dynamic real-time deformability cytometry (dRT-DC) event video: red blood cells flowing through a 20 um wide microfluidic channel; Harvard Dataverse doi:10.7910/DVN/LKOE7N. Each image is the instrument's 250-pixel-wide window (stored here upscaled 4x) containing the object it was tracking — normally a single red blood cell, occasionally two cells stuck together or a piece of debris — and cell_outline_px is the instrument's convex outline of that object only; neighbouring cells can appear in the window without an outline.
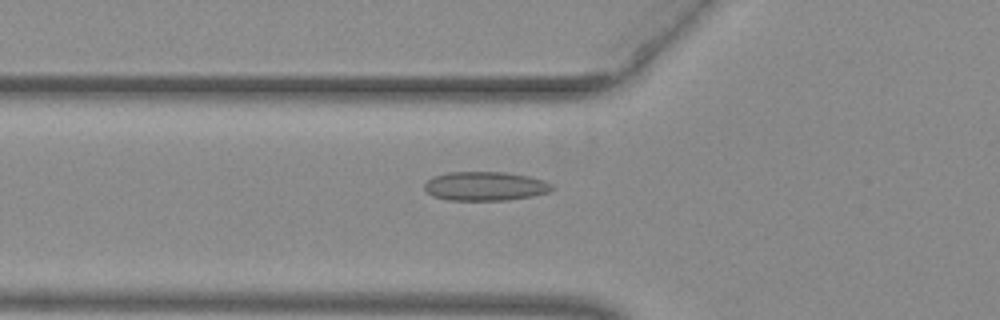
{"species": "common noctule bat (a hibernating species)", "species_latin": "Nyctalus noctula", "temperature_condition": "warm", "stored_images_in_passage": 37, "camera_frame_rate_fps": 3000, "um_per_image_px": 0.085, "animal": {"sex": "female", "body_mass_g": 29.2, "forearm_length_mm": 56.3}, "frame": {"image": 1, "passage_image": 4, "time_ms": 1.0, "image_size_px": [1000, 320], "cell_outline_px": [[556, 188], [548, 192], [532, 196], [508, 200], [448, 200], [432, 196], [424, 188], [424, 184], [432, 176], [448, 172], [504, 172], [528, 176], [544, 180], [556, 184]], "centroid_in_image_um": [41.28, 15.82], "position_along_channel_um": 84.5, "area_um2": 21.79}}
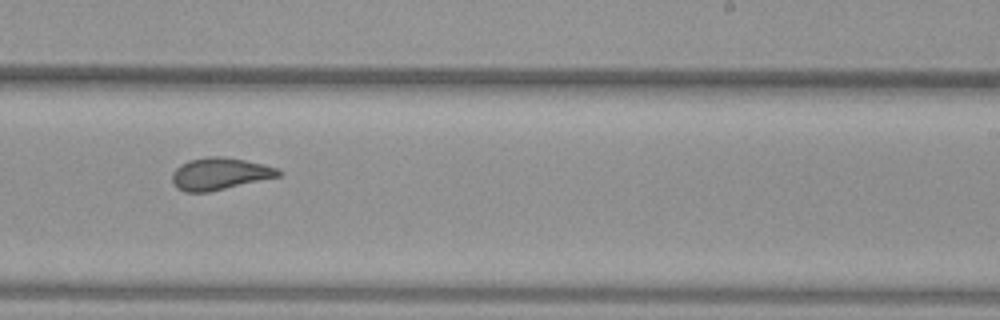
{"frame": {"image": 2, "passage_image": 18, "time_ms": 5.667, "image_size_px": [1000, 320], "cell_outline_px": [[284, 172], [280, 176], [208, 192], [184, 192], [176, 188], [172, 180], [172, 172], [180, 164], [188, 160], [208, 156], [220, 156], [244, 160], [264, 164], [276, 168]], "centroid_in_image_um": [18.65, 14.77], "position_along_channel_um": 270.3, "area_um2": 19.88}}
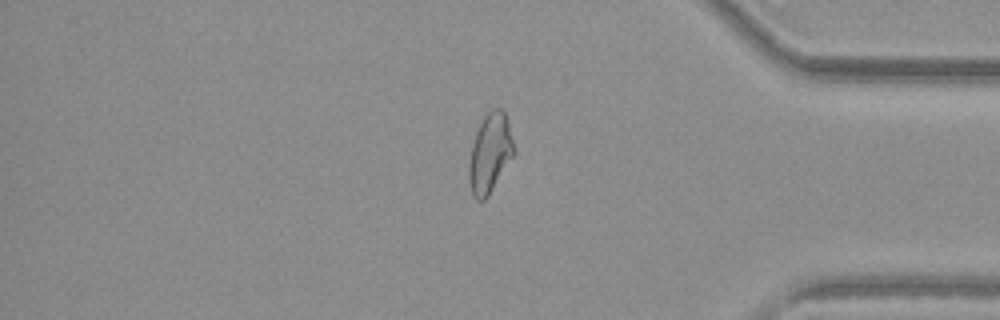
{"frame": {"image": 3, "passage_image": 29, "time_ms": 9.333, "image_size_px": [1000, 320], "cell_outline_px": [[516, 152], [488, 196], [484, 200], [476, 200], [472, 196], [468, 180], [468, 164], [472, 144], [476, 132], [484, 116], [492, 108], [504, 108], [508, 120]], "centroid_in_image_um": [41.65, 13.02], "position_along_channel_um": 393.6, "area_um2": 21.04}, "authors_computed_cell_mechanics": {"area_um2": 20.1144, "velocity_mm_per_s": 3.9755, "shape_relaxation_time_tau1_ms": 10.9281, "shape_relaxation_time_tau2_ms": 1.1952, "deformation_change_tau1": 0.2347, "deformation_change_tau2": 0.0623}}